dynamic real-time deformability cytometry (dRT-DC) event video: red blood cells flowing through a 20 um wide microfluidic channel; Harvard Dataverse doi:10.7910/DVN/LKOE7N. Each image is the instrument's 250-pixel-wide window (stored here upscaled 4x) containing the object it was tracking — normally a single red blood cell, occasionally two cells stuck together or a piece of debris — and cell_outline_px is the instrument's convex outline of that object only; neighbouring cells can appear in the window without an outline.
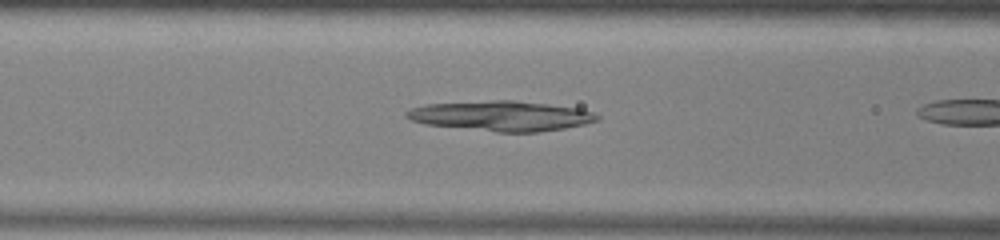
{"species": "common noctule bat (a hibernating species)", "species_latin": "Nyctalus noctula", "temperature_condition": "warm", "stored_images_in_passage": 35, "camera_frame_rate_fps": 3000, "um_per_image_px": 0.085, "animal": {"sex": "male", "body_mass_g": 13.0, "forearm_length_mm": 53.1}, "frame": {"image": 1, "passage_image": 16, "time_ms": 5.0, "image_size_px": [1000, 240], "cell_outline_px": [[600, 120], [584, 124], [564, 128], [540, 132], [496, 132], [428, 124], [412, 120], [404, 116], [404, 112], [412, 108], [428, 104], [492, 100], [512, 100], [548, 104], [580, 108], [592, 112], [600, 116]], "centroid_in_image_um": [42.65, 9.85], "position_along_channel_um": 124.0, "area_um2": 33.23}}
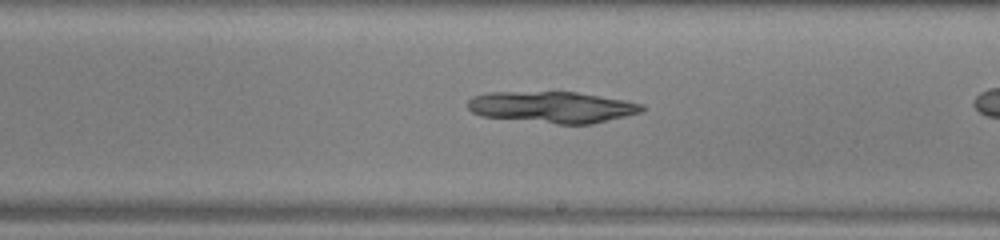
{"frame": {"image": 2, "passage_image": 25, "time_ms": 8.0, "image_size_px": [1000, 240], "cell_outline_px": [[644, 108], [640, 112], [592, 124], [556, 124], [480, 116], [472, 112], [468, 108], [468, 100], [472, 96], [488, 92], [576, 92], [624, 100], [644, 104]], "centroid_in_image_um": [46.9, 9.11], "position_along_channel_um": 242.1, "area_um2": 31.79}}